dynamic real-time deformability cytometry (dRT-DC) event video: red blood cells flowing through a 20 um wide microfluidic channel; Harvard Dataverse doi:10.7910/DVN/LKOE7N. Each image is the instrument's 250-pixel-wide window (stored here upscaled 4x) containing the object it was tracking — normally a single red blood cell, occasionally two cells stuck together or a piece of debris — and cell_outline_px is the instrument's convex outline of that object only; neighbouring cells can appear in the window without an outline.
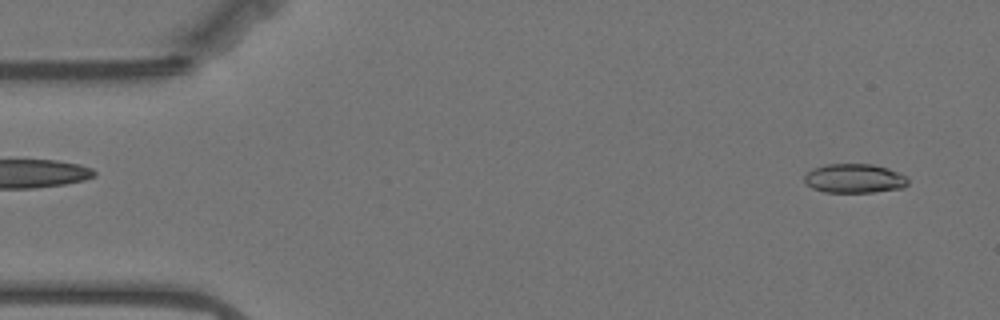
{"species": "Egyptian fruit bat (a non-hibernating species)", "species_latin": "Rousettus aegyptiacus", "temperature_condition": "warm", "stored_images_in_passage": 56, "camera_frame_rate_fps": 3000, "um_per_image_px": 0.085, "animal": {"sex": "female"}, "frame": {"image": 1, "passage_image": 3, "time_ms": 0.667, "image_size_px": [1000, 320], "cell_outline_px": [[908, 184], [904, 188], [872, 192], [824, 192], [812, 188], [804, 184], [804, 176], [812, 168], [824, 164], [872, 164], [888, 168], [908, 176]], "centroid_in_image_um": [72.62, 15.16], "position_along_channel_um": 12.4, "area_um2": 17.86}}
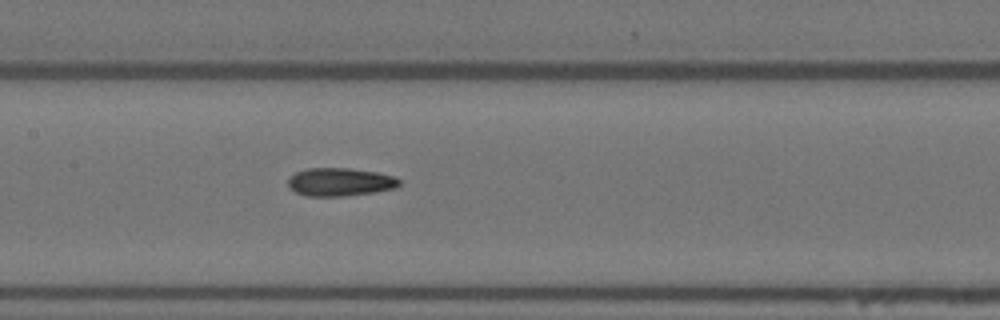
{"frame": {"image": 2, "passage_image": 26, "time_ms": 8.333, "image_size_px": [1000, 320], "cell_outline_px": [[400, 184], [396, 188], [376, 192], [344, 196], [304, 196], [288, 188], [288, 180], [296, 172], [308, 168], [348, 168], [380, 172], [396, 176], [400, 180]], "centroid_in_image_um": [28.94, 15.47], "position_along_channel_um": 178.5, "area_um2": 18.5}}
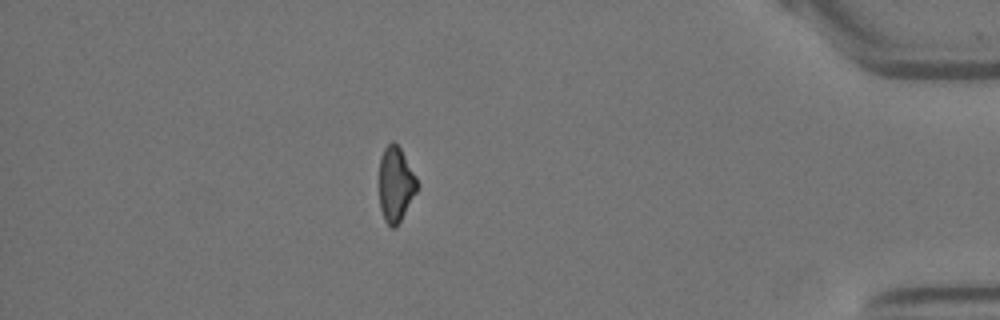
{"frame": {"image": 3, "passage_image": 49, "time_ms": 16.0, "image_size_px": [1000, 320], "cell_outline_px": [[416, 192], [396, 228], [392, 228], [384, 220], [380, 208], [380, 156], [384, 148], [392, 140], [400, 148], [416, 176]], "centroid_in_image_um": [33.61, 15.66], "position_along_channel_um": 401.6, "area_um2": 16.3}, "authors_computed_cell_mechanics": {"area_um2": 17.9469, "velocity_mm_per_s": 3.5274, "shape_relaxation_time_tau1_ms": null, "shape_relaxation_time_tau2_ms": 4.1601, "deformation_change_tau1": null, "deformation_change_tau2": 0.1193}}